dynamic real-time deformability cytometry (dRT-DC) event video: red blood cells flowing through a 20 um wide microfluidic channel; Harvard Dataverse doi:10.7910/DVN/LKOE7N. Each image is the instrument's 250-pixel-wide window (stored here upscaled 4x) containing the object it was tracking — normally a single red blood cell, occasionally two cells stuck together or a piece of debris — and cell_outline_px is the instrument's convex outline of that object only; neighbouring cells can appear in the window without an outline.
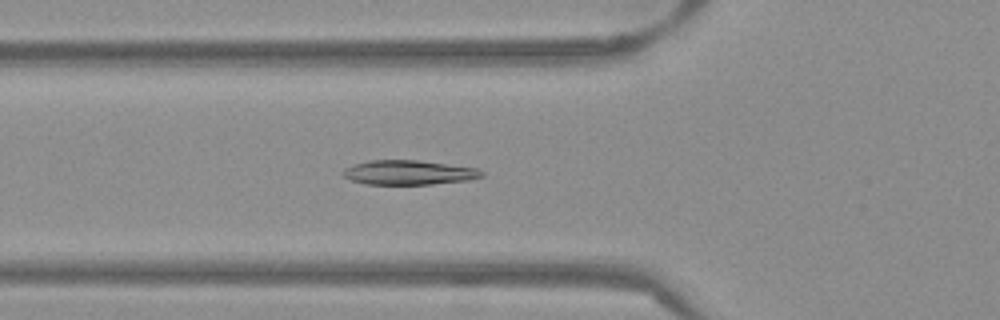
{"species": "Egyptian fruit bat (a non-hibernating species)", "species_latin": "Rousettus aegyptiacus", "temperature_condition": "warm", "stored_images_in_passage": 48, "camera_frame_rate_fps": 3000, "um_per_image_px": 0.085, "frame": {"image": 1, "passage_image": 14, "time_ms": 4.333, "image_size_px": [1000, 320], "cell_outline_px": [[484, 176], [468, 180], [432, 184], [364, 184], [352, 180], [344, 176], [340, 172], [344, 168], [352, 164], [368, 160], [416, 160], [480, 168], [484, 172]], "centroid_in_image_um": [34.73, 14.65], "position_along_channel_um": 91.1, "area_um2": 19.94}}
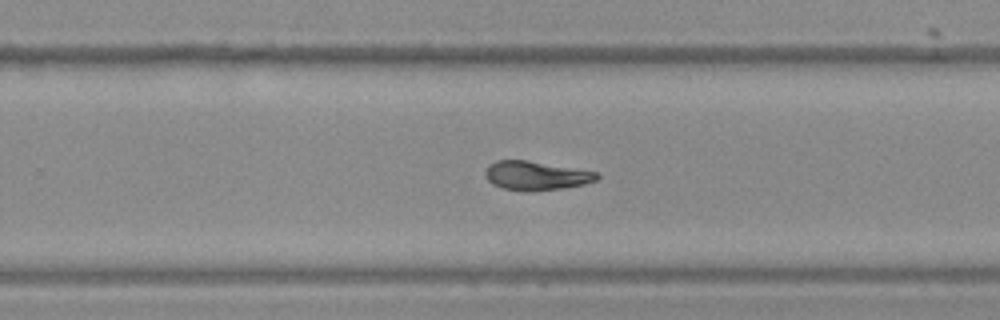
{"frame": {"image": 2, "passage_image": 29, "time_ms": 9.333, "image_size_px": [1000, 320], "cell_outline_px": [[600, 176], [596, 180], [584, 184], [564, 188], [532, 192], [524, 192], [504, 188], [492, 184], [484, 176], [484, 172], [488, 164], [496, 160], [528, 160], [600, 172]], "centroid_in_image_um": [45.56, 14.93], "position_along_channel_um": 284.2, "area_um2": 19.25}}
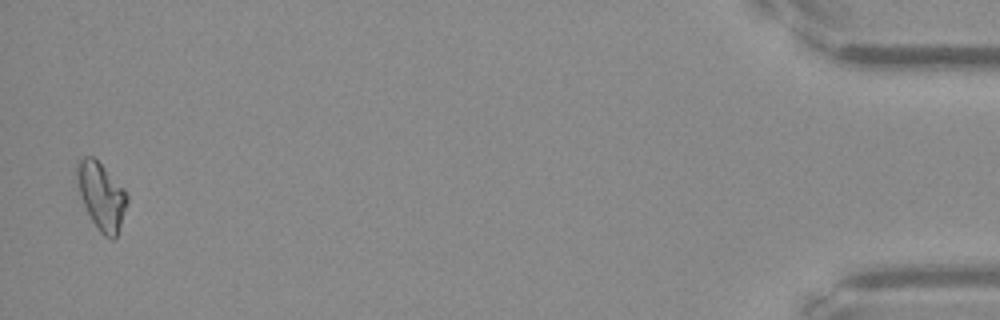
{"frame": {"image": 3, "passage_image": 47, "time_ms": 15.333, "image_size_px": [1000, 320], "cell_outline_px": [[128, 204], [116, 240], [112, 240], [104, 236], [100, 232], [92, 220], [72, 180], [72, 172], [76, 160], [84, 156], [92, 156], [128, 192]], "centroid_in_image_um": [8.56, 16.63], "position_along_channel_um": 426.6, "area_um2": 20.46}, "authors_computed_cell_mechanics": {"area_um2": 19.074, "velocity_mm_per_s": 3.8521, "shape_relaxation_time_tau1_ms": null, "shape_relaxation_time_tau2_ms": 4.18, "deformation_change_tau1": null, "deformation_change_tau2": 0.0879}}